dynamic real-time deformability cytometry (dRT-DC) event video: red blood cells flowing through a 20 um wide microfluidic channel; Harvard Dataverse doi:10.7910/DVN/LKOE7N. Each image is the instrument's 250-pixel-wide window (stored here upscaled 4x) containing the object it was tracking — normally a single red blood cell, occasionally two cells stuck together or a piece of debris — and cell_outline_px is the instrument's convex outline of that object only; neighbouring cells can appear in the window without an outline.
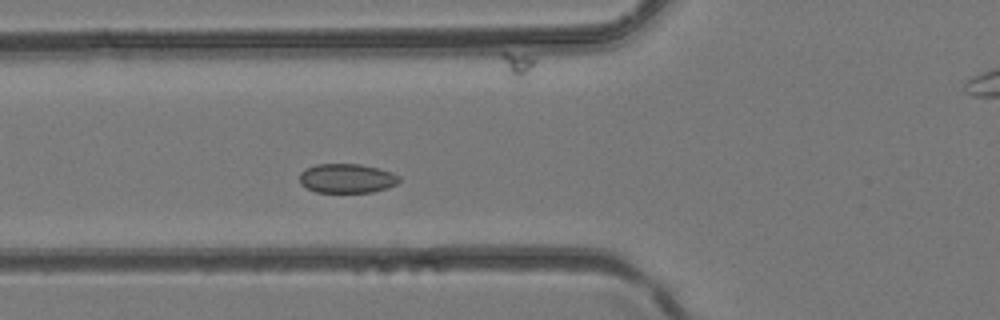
{"species": "common noctule bat (a hibernating species)", "species_latin": "Nyctalus noctula", "temperature_condition": "room temperature", "stored_images_in_passage": 37, "camera_frame_rate_fps": 3000, "um_per_image_px": 0.085, "animal": {"sex": "female", "body_mass_g": 24.6, "forearm_length_mm": 56.2}, "frame": {"image": 1, "passage_image": 10, "time_ms": 3.0, "image_size_px": [1000, 320], "cell_outline_px": [[400, 180], [396, 184], [388, 188], [372, 192], [316, 192], [300, 184], [300, 172], [304, 168], [316, 164], [360, 164], [380, 168], [392, 172], [400, 176]], "centroid_in_image_um": [29.49, 15.15], "position_along_channel_um": 96.3, "area_um2": 17.17}}
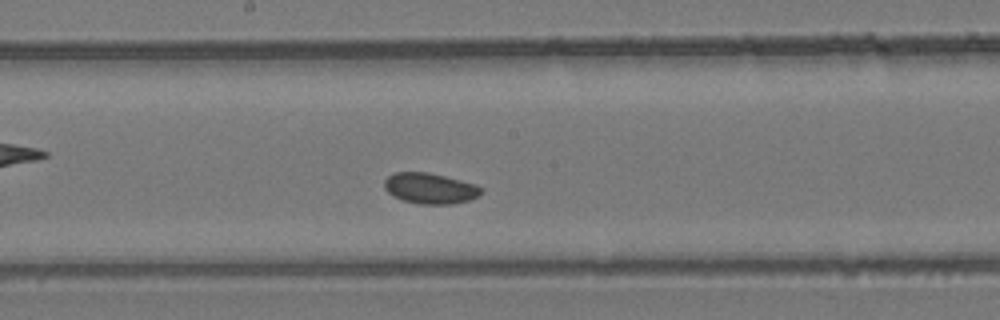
{"frame": {"image": 2, "passage_image": 17, "time_ms": 5.333, "image_size_px": [1000, 320], "cell_outline_px": [[484, 192], [480, 196], [468, 200], [452, 204], [420, 204], [404, 200], [392, 196], [384, 188], [384, 180], [388, 176], [396, 172], [428, 172], [444, 176], [472, 184], [480, 188]], "centroid_in_image_um": [36.52, 16.01], "position_along_channel_um": 211.7, "area_um2": 17.17}}
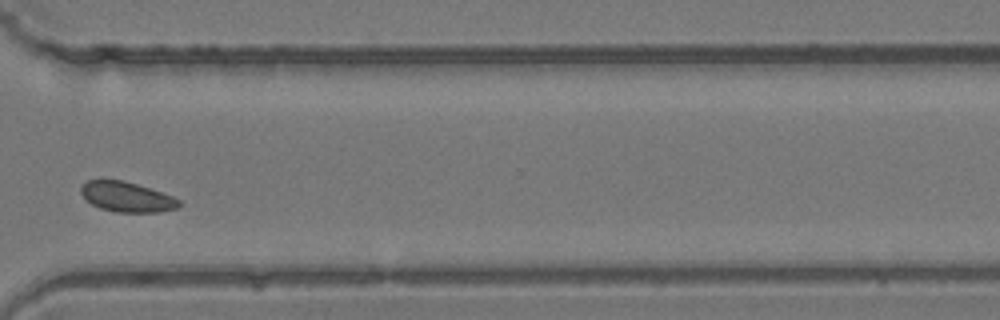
{"frame": {"image": 3, "passage_image": 26, "time_ms": 8.333, "image_size_px": [1000, 320], "cell_outline_px": [[180, 204], [176, 208], [160, 212], [116, 212], [100, 208], [92, 204], [80, 192], [80, 188], [88, 180], [124, 180], [172, 196], [180, 200]], "centroid_in_image_um": [10.77, 16.74], "position_along_channel_um": 359.8, "area_um2": 16.88}}